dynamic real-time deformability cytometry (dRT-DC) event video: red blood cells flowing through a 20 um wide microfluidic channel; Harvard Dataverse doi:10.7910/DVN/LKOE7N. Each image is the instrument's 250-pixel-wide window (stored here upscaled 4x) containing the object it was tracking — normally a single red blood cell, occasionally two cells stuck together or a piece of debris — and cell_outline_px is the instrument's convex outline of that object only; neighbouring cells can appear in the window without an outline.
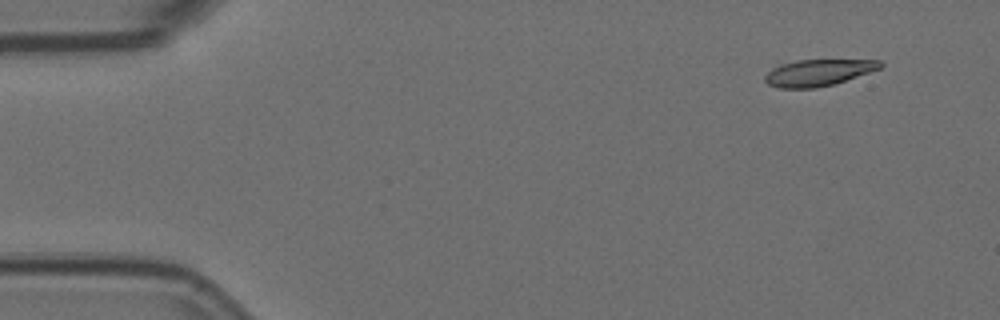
{"species": "Egyptian fruit bat (a non-hibernating species)", "species_latin": "Rousettus aegyptiacus", "temperature_condition": "room temperature", "stored_images_in_passage": 53, "camera_frame_rate_fps": 3000, "um_per_image_px": 0.085, "animal": {"sex": "female"}, "frame": {"image": 1, "passage_image": 1, "time_ms": 0.0, "image_size_px": [1000, 320], "cell_outline_px": [[884, 64], [880, 68], [832, 84], [816, 88], [776, 88], [768, 84], [764, 80], [764, 76], [776, 60], [880, 60]], "centroid_in_image_um": [69.38, 6.15], "position_along_channel_um": 15.6, "area_um2": 18.21}}
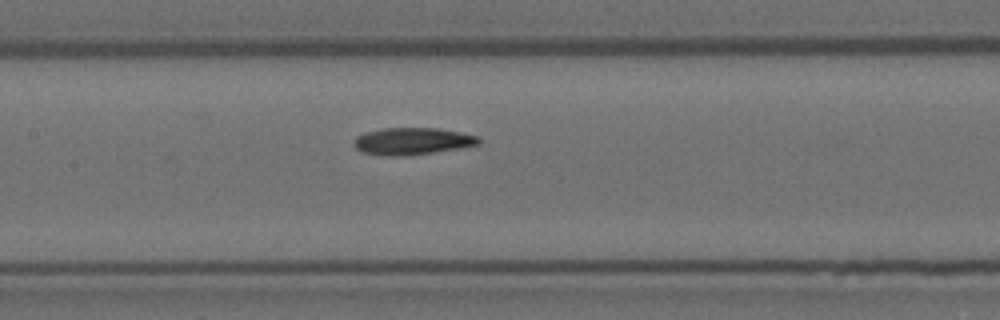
{"frame": {"image": 2, "passage_image": 23, "time_ms": 7.333, "image_size_px": [1000, 320], "cell_outline_px": [[480, 144], [460, 148], [432, 152], [392, 156], [388, 156], [364, 152], [356, 148], [352, 144], [356, 136], [364, 132], [384, 128], [436, 128], [460, 132], [480, 136]], "centroid_in_image_um": [35.05, 11.98], "position_along_channel_um": 172.4, "area_um2": 19.48}}
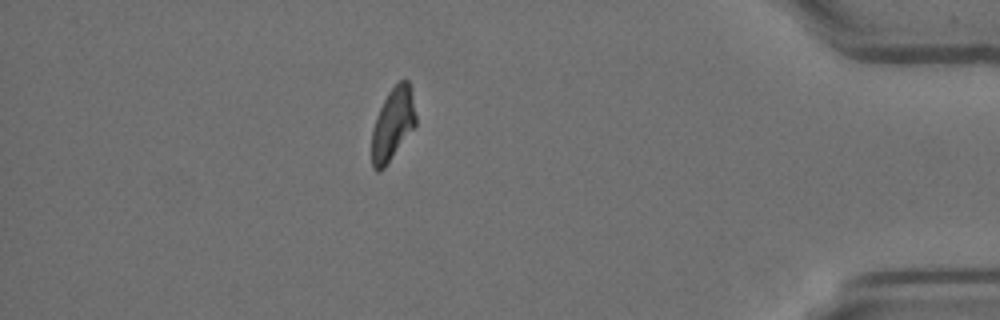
{"frame": {"image": 3, "passage_image": 46, "time_ms": 15.0, "image_size_px": [1000, 320], "cell_outline_px": [[416, 124], [384, 168], [380, 172], [376, 172], [372, 168], [372, 128], [376, 116], [388, 92], [404, 76], [408, 80], [412, 96], [416, 116]], "centroid_in_image_um": [33.37, 10.54], "position_along_channel_um": 401.8, "area_um2": 18.44}, "authors_computed_cell_mechanics": {"area_um2": 19.2474, "velocity_mm_per_s": 3.5735, "shape_relaxation_time_tau1_ms": null, "shape_relaxation_time_tau2_ms": 7.7844, "deformation_change_tau1": null, "deformation_change_tau2": 0.1543}}